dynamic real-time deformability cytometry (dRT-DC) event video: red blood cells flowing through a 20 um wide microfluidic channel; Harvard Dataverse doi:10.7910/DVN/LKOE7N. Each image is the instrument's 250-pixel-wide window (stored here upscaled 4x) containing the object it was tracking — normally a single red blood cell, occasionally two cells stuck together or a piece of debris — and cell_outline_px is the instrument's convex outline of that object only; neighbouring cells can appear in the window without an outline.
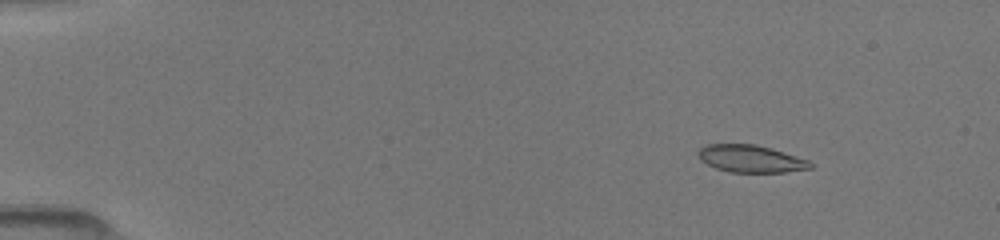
{"species": "common noctule bat (a hibernating species)", "species_latin": "Nyctalus noctula", "temperature_condition": "room temperature", "stored_images_in_passage": 5, "camera_frame_rate_fps": 3000, "um_per_image_px": 0.085, "animal": {"sex": "female", "body_mass_g": 19.5, "forearm_length_mm": 54.1}, "frame": {"image": 1, "passage_image": 2, "time_ms": 1.0, "image_size_px": [1000, 240], "cell_outline_px": [[812, 168], [784, 172], [732, 172], [716, 168], [708, 164], [700, 156], [700, 148], [708, 144], [756, 144], [808, 160], [812, 164]], "centroid_in_image_um": [63.84, 13.49], "position_along_channel_um": 21.2, "area_um2": 17.34}}
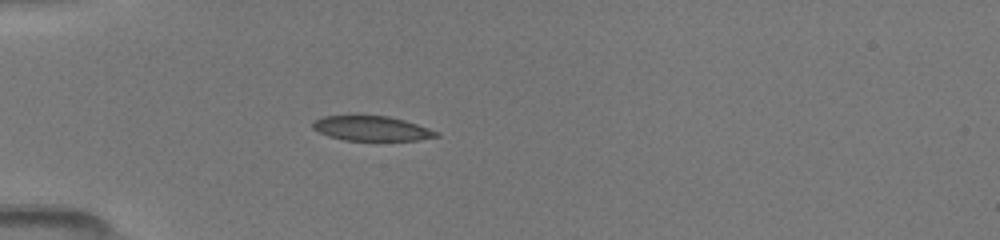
{"frame": {"image": 2, "passage_image": 5, "time_ms": 4.0, "image_size_px": [1000, 240], "cell_outline_px": [[440, 136], [416, 140], [344, 140], [328, 136], [312, 128], [312, 120], [324, 116], [388, 116], [404, 120], [440, 132]], "centroid_in_image_um": [31.57, 10.92], "position_along_channel_um": 53.4, "area_um2": 17.69}}